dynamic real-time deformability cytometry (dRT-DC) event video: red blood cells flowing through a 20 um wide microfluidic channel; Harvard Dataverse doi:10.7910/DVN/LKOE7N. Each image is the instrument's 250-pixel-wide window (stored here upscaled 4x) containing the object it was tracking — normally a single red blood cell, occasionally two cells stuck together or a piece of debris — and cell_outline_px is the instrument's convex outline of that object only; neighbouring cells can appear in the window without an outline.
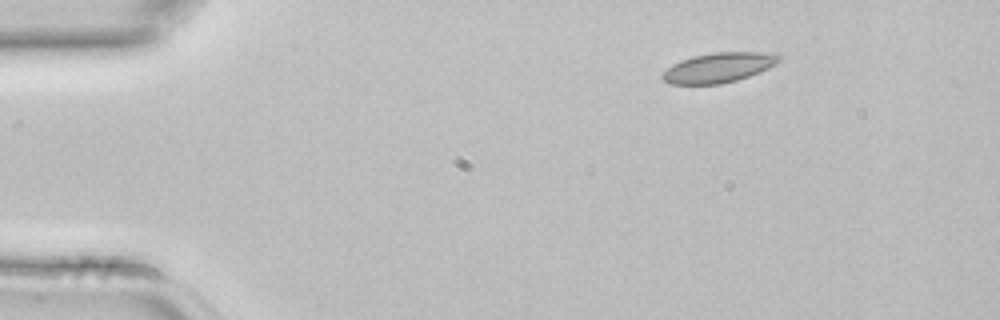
{"species": "common noctule bat (a hibernating species)", "species_latin": "Nyctalus noctula", "temperature_condition": "room temperature", "stored_images_in_passage": 4, "camera_frame_rate_fps": 3000, "um_per_image_px": 0.085, "animal": {"sex": "female", "body_mass_g": 22.7, "forearm_length_mm": 54.2}, "frame": {"image": 1, "passage_image": 1, "time_ms": 0.0, "image_size_px": [1000, 320], "cell_outline_px": [[780, 60], [776, 64], [768, 68], [748, 76], [736, 80], [720, 84], [668, 84], [660, 76], [672, 64], [680, 60], [692, 56], [712, 52], [772, 52], [780, 56]], "centroid_in_image_um": [61.07, 5.73], "position_along_channel_um": 23.9, "area_um2": 20.29}}
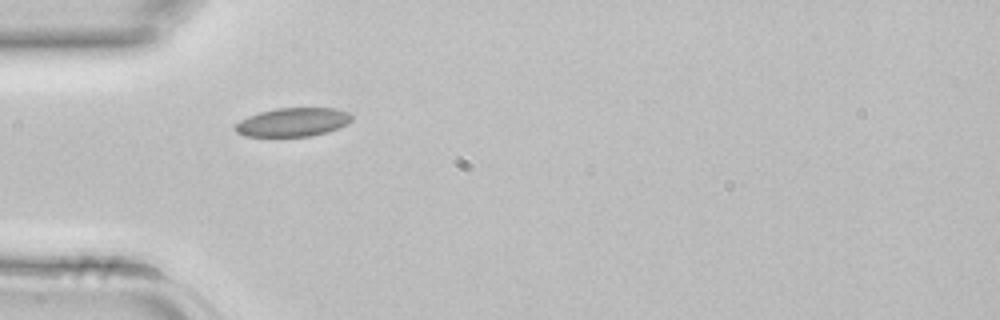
{"frame": {"image": 2, "passage_image": 3, "time_ms": 0.667, "image_size_px": [1000, 320], "cell_outline_px": [[352, 120], [348, 124], [340, 128], [328, 132], [312, 136], [244, 136], [236, 132], [232, 128], [240, 120], [248, 116], [260, 112], [276, 108], [336, 108], [348, 112], [352, 116]], "centroid_in_image_um": [24.91, 10.38], "position_along_channel_um": 60.1, "area_um2": 19.65}}